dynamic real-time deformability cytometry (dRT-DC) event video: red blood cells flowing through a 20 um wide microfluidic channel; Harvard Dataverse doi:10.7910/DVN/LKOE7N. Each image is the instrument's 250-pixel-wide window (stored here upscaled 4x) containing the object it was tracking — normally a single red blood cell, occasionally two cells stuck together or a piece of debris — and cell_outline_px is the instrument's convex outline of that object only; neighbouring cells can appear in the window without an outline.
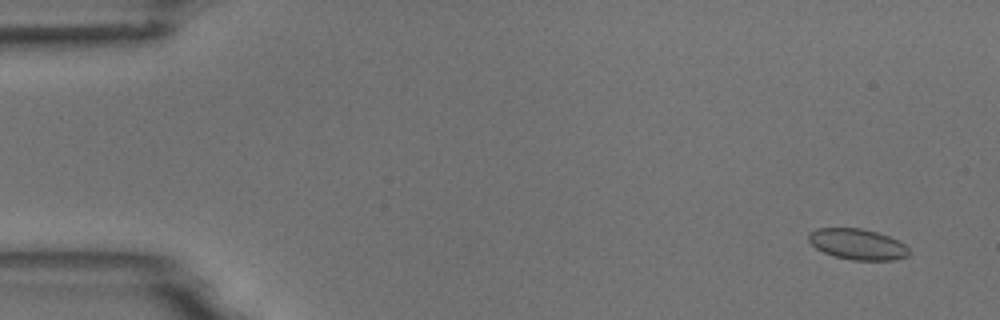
{"species": "common noctule bat (a hibernating species)", "species_latin": "Nyctalus noctula", "temperature_condition": "room temperature", "stored_images_in_passage": 8, "camera_frame_rate_fps": 3000, "um_per_image_px": 0.085, "animal": {"sex": "male", "body_mass_g": 18.8}, "frame": {"image": 1, "passage_image": 2, "time_ms": 1.0, "image_size_px": [1000, 320], "cell_outline_px": [[908, 256], [892, 260], [852, 260], [836, 256], [824, 252], [816, 248], [808, 240], [808, 232], [816, 228], [860, 228], [876, 232], [888, 236], [904, 244], [908, 248]], "centroid_in_image_um": [72.85, 20.75], "position_along_channel_um": 12.1, "area_um2": 17.86}}
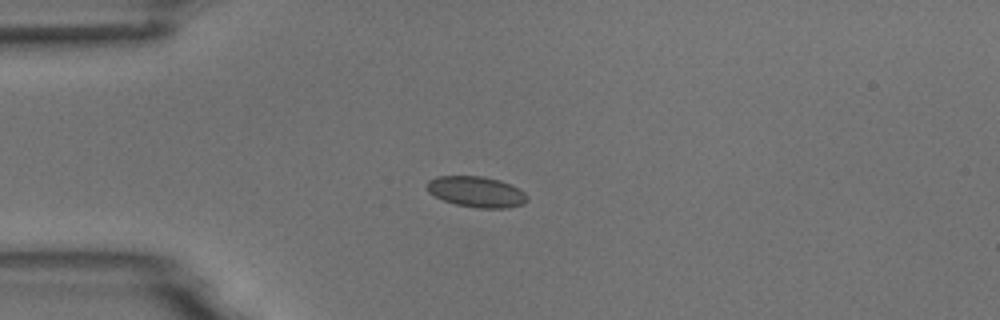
{"frame": {"image": 2, "passage_image": 5, "time_ms": 4.667, "image_size_px": [1000, 320], "cell_outline_px": [[528, 200], [524, 204], [508, 208], [476, 208], [456, 204], [444, 200], [428, 192], [428, 180], [436, 176], [484, 176], [500, 180], [520, 188], [528, 196]], "centroid_in_image_um": [40.54, 16.3], "position_along_channel_um": 44.5, "area_um2": 18.09}}